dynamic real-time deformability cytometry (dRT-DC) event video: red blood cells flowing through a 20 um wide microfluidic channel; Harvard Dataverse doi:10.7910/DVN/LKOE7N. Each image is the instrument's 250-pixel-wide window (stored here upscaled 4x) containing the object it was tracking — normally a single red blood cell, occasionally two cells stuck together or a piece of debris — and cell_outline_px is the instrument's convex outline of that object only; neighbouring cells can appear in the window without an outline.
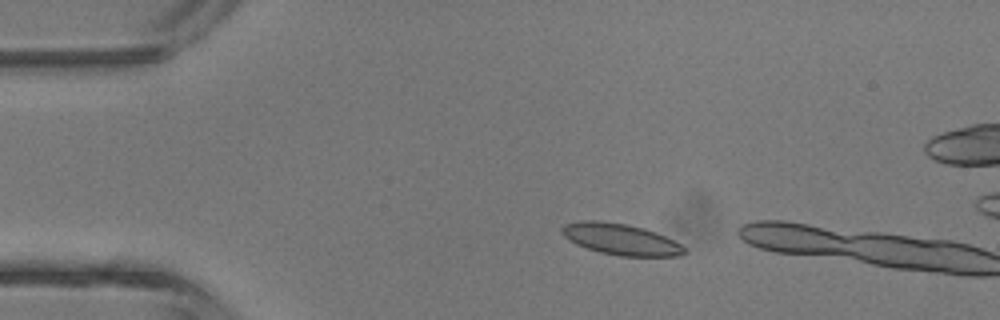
{"species": "common noctule bat (a hibernating species)", "species_latin": "Nyctalus noctula", "temperature_condition": "room temperature", "stored_images_in_passage": 4, "camera_frame_rate_fps": 3000, "um_per_image_px": 0.085, "animal": {"sex": "male", "body_mass_g": 13.3}, "frame": {"image": 1, "passage_image": 3, "time_ms": 2.333, "image_size_px": [1000, 320], "cell_outline_px": [[688, 252], [680, 256], [620, 256], [600, 252], [576, 244], [568, 240], [560, 232], [560, 228], [564, 224], [580, 220], [600, 220], [624, 224], [644, 228], [656, 232], [680, 244]], "centroid_in_image_um": [52.72, 20.33], "position_along_channel_um": 32.3, "area_um2": 22.31}}